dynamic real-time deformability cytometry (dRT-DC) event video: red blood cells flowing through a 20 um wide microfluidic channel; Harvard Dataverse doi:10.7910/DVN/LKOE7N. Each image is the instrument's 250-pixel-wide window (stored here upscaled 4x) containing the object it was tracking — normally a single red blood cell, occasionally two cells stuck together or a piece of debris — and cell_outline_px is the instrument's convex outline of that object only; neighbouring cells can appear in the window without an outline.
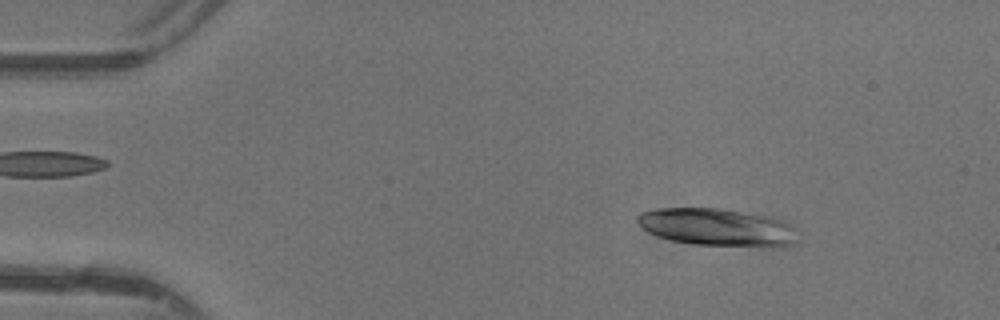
{"species": "common noctule bat (a hibernating species)", "species_latin": "Nyctalus noctula", "temperature_condition": "warm", "stored_images_in_passage": 46, "camera_frame_rate_fps": 3000, "um_per_image_px": 0.085, "animal": {"sex": "female"}, "frame": {"image": 1, "passage_image": 6, "time_ms": 1.667, "image_size_px": [1000, 320], "cell_outline_px": [[800, 240], [796, 244], [772, 248], [760, 248], [696, 244], [672, 240], [648, 232], [636, 220], [636, 216], [640, 212], [656, 208], [720, 208], [772, 216], [784, 220], [792, 224]], "centroid_in_image_um": [61.09, 19.33], "position_along_channel_um": 23.9, "area_um2": 35.95}}